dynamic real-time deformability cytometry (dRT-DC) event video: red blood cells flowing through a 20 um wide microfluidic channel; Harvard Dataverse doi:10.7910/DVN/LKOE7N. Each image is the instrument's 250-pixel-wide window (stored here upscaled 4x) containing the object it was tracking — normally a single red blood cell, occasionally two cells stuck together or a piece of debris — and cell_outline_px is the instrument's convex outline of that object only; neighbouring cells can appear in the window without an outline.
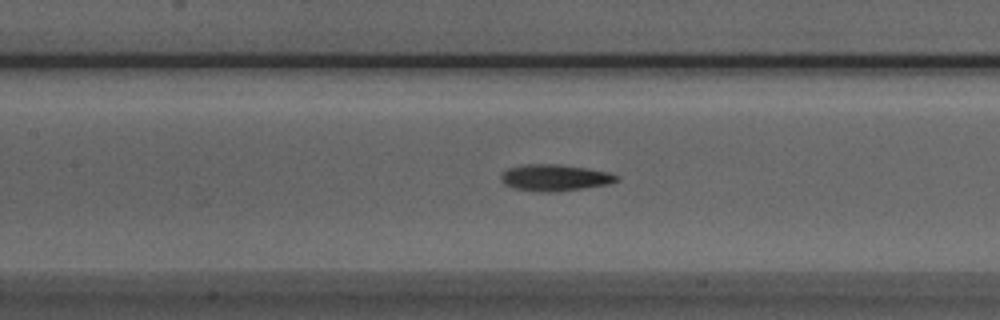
{"species": "Egyptian fruit bat (a non-hibernating species)", "species_latin": "Rousettus aegyptiacus", "temperature_condition": "room temperature", "stored_images_in_passage": 52, "camera_frame_rate_fps": 3000, "um_per_image_px": 0.085, "animal": {"sex": "male"}, "frame": {"image": 1, "passage_image": 22, "time_ms": 7.0, "image_size_px": [1000, 320], "cell_outline_px": [[620, 180], [608, 184], [556, 192], [544, 192], [516, 188], [504, 184], [500, 180], [500, 176], [508, 168], [528, 164], [560, 164], [588, 168], [608, 172], [620, 176]], "centroid_in_image_um": [47.19, 15.09], "position_along_channel_um": 160.2, "area_um2": 17.8}}
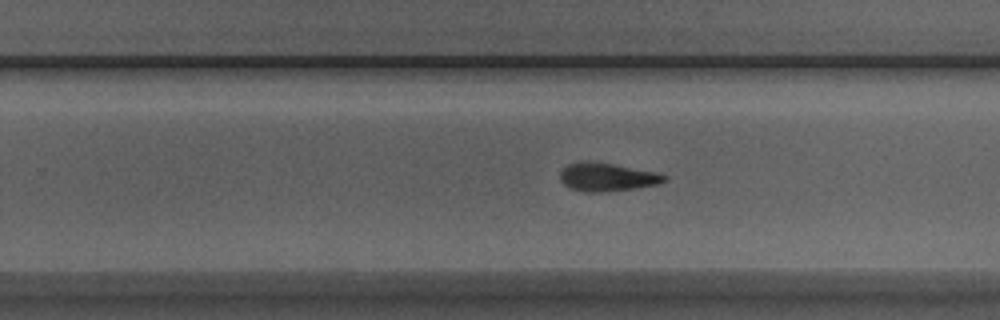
{"frame": {"image": 2, "passage_image": 31, "time_ms": 10.0, "image_size_px": [1000, 320], "cell_outline_px": [[668, 180], [660, 184], [608, 192], [584, 192], [568, 188], [560, 180], [560, 172], [568, 164], [612, 164], [656, 172], [668, 176]], "centroid_in_image_um": [51.66, 15.11], "position_along_channel_um": 278.1, "area_um2": 16.7}}
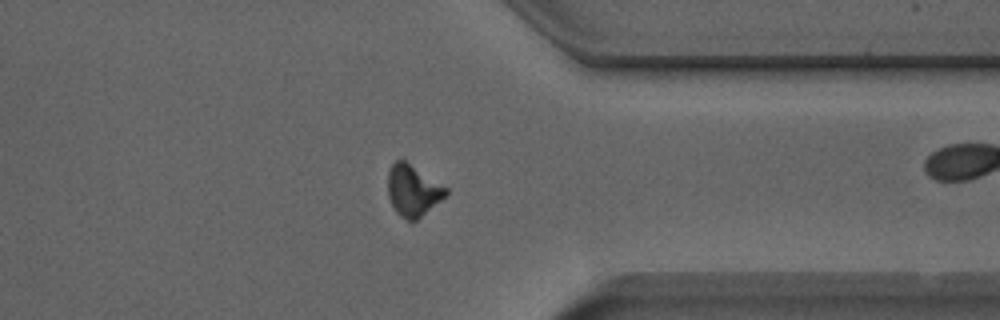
{"frame": {"image": 3, "passage_image": 39, "time_ms": 12.667, "image_size_px": [1000, 320], "cell_outline_px": [[448, 196], [412, 224], [400, 216], [396, 212], [388, 196], [388, 172], [392, 164], [396, 160], [404, 160], [448, 188]], "centroid_in_image_um": [35.12, 16.24], "position_along_channel_um": 376.3, "area_um2": 17.57}, "authors_computed_cell_mechanics": {"area_um2": 17.1955, "velocity_mm_per_s": 3.9466, "shape_relaxation_time_tau1_ms": 3.2754, "shape_relaxation_time_tau2_ms": null, "deformation_change_tau1": 0.1264, "deformation_change_tau2": null}}